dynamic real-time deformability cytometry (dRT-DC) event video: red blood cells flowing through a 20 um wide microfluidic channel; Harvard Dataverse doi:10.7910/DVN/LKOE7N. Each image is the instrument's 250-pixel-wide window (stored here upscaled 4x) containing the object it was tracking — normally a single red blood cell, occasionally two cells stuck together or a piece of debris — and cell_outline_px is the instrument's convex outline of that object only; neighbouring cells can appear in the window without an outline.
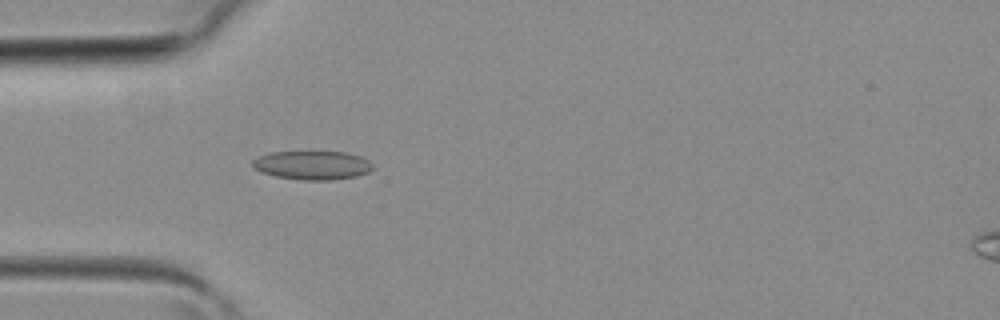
{"species": "common noctule bat (a hibernating species)", "species_latin": "Nyctalus noctula", "temperature_condition": "room temperature", "stored_images_in_passage": 40, "camera_frame_rate_fps": 3000, "um_per_image_px": 0.085, "animal": {"sex": "female", "body_mass_g": 19.3, "forearm_length_mm": 54.1}, "frame": {"image": 1, "passage_image": 12, "time_ms": 3.667, "image_size_px": [1000, 320], "cell_outline_px": [[372, 168], [368, 172], [356, 176], [332, 180], [300, 180], [276, 176], [260, 172], [252, 168], [252, 160], [260, 156], [272, 152], [348, 152], [360, 156], [368, 160], [372, 164]], "centroid_in_image_um": [26.53, 14.05], "position_along_channel_um": 58.5, "area_um2": 20.17}}
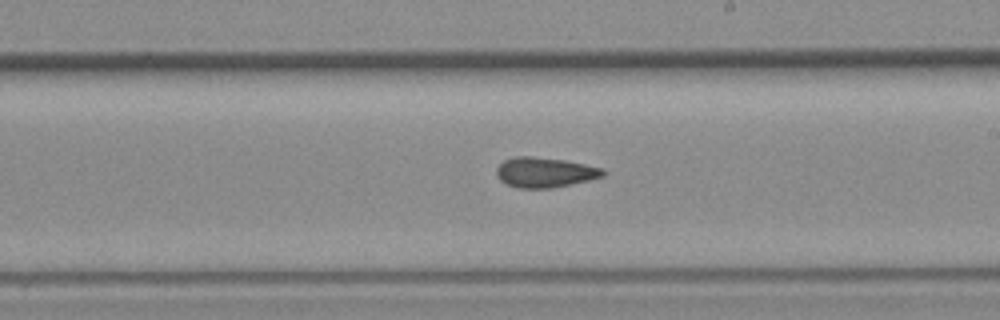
{"frame": {"image": 2, "passage_image": 23, "time_ms": 7.333, "image_size_px": [1000, 320], "cell_outline_px": [[608, 172], [604, 176], [572, 184], [552, 188], [516, 188], [504, 184], [496, 176], [496, 168], [504, 160], [516, 156], [532, 156], [564, 160], [604, 168]], "centroid_in_image_um": [46.3, 14.66], "position_along_channel_um": 242.7, "area_um2": 18.9}}
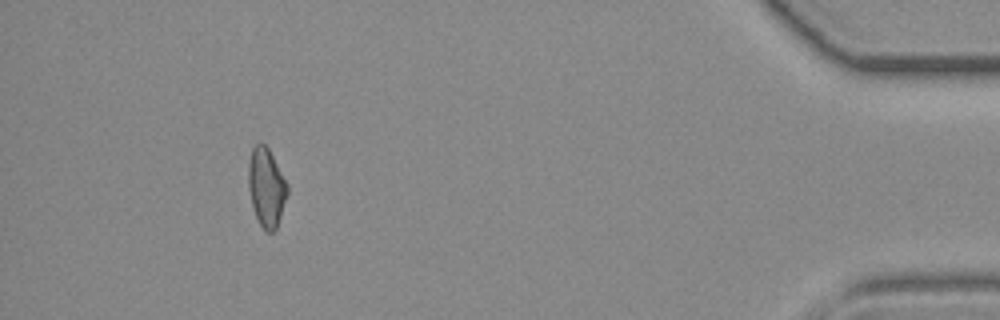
{"frame": {"image": 3, "passage_image": 37, "time_ms": 12.0, "image_size_px": [1000, 320], "cell_outline_px": [[288, 192], [276, 228], [272, 232], [264, 232], [256, 216], [252, 204], [248, 188], [248, 160], [252, 148], [260, 140], [268, 148], [288, 184]], "centroid_in_image_um": [22.62, 15.89], "position_along_channel_um": 412.6, "area_um2": 17.86}}